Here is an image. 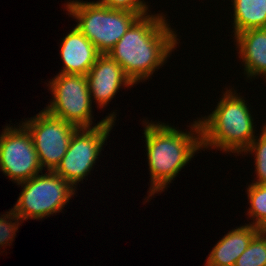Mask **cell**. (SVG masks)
<instances>
[{"label":"cell","instance_id":"18","mask_svg":"<svg viewBox=\"0 0 266 266\" xmlns=\"http://www.w3.org/2000/svg\"><path fill=\"white\" fill-rule=\"evenodd\" d=\"M10 210L9 212H5L7 214L0 216V248L10 246L9 243L13 242L16 231L19 228L18 226L21 225L20 222L22 220L15 214L12 208Z\"/></svg>","mask_w":266,"mask_h":266},{"label":"cell","instance_id":"3","mask_svg":"<svg viewBox=\"0 0 266 266\" xmlns=\"http://www.w3.org/2000/svg\"><path fill=\"white\" fill-rule=\"evenodd\" d=\"M236 93L227 89L212 113L198 119L203 149L217 148L240 155L256 137L252 112Z\"/></svg>","mask_w":266,"mask_h":266},{"label":"cell","instance_id":"9","mask_svg":"<svg viewBox=\"0 0 266 266\" xmlns=\"http://www.w3.org/2000/svg\"><path fill=\"white\" fill-rule=\"evenodd\" d=\"M18 127L8 125L0 134V169L17 184L43 170L28 129Z\"/></svg>","mask_w":266,"mask_h":266},{"label":"cell","instance_id":"8","mask_svg":"<svg viewBox=\"0 0 266 266\" xmlns=\"http://www.w3.org/2000/svg\"><path fill=\"white\" fill-rule=\"evenodd\" d=\"M29 131L42 169L55 171L68 149L70 139L78 128L45 109L22 123Z\"/></svg>","mask_w":266,"mask_h":266},{"label":"cell","instance_id":"12","mask_svg":"<svg viewBox=\"0 0 266 266\" xmlns=\"http://www.w3.org/2000/svg\"><path fill=\"white\" fill-rule=\"evenodd\" d=\"M234 37L247 79L262 75L266 79V28L246 30Z\"/></svg>","mask_w":266,"mask_h":266},{"label":"cell","instance_id":"14","mask_svg":"<svg viewBox=\"0 0 266 266\" xmlns=\"http://www.w3.org/2000/svg\"><path fill=\"white\" fill-rule=\"evenodd\" d=\"M234 36L240 32L266 28V0H232Z\"/></svg>","mask_w":266,"mask_h":266},{"label":"cell","instance_id":"19","mask_svg":"<svg viewBox=\"0 0 266 266\" xmlns=\"http://www.w3.org/2000/svg\"><path fill=\"white\" fill-rule=\"evenodd\" d=\"M103 6L111 9L127 10L134 13H148V5L144 0H99L96 1Z\"/></svg>","mask_w":266,"mask_h":266},{"label":"cell","instance_id":"17","mask_svg":"<svg viewBox=\"0 0 266 266\" xmlns=\"http://www.w3.org/2000/svg\"><path fill=\"white\" fill-rule=\"evenodd\" d=\"M260 137H255L251 144L243 151L246 154H255L256 181L253 184L266 185V125L262 127ZM257 138V139H256Z\"/></svg>","mask_w":266,"mask_h":266},{"label":"cell","instance_id":"2","mask_svg":"<svg viewBox=\"0 0 266 266\" xmlns=\"http://www.w3.org/2000/svg\"><path fill=\"white\" fill-rule=\"evenodd\" d=\"M144 125L151 179L148 201L155 193L164 191L194 154L203 149L198 118L190 125V132L180 131L164 122L155 124L152 120Z\"/></svg>","mask_w":266,"mask_h":266},{"label":"cell","instance_id":"5","mask_svg":"<svg viewBox=\"0 0 266 266\" xmlns=\"http://www.w3.org/2000/svg\"><path fill=\"white\" fill-rule=\"evenodd\" d=\"M17 185L24 187L12 209L22 221L59 213L76 194V189L54 171L35 175Z\"/></svg>","mask_w":266,"mask_h":266},{"label":"cell","instance_id":"1","mask_svg":"<svg viewBox=\"0 0 266 266\" xmlns=\"http://www.w3.org/2000/svg\"><path fill=\"white\" fill-rule=\"evenodd\" d=\"M162 14L140 16L108 52L135 85L148 80L177 48L178 35Z\"/></svg>","mask_w":266,"mask_h":266},{"label":"cell","instance_id":"11","mask_svg":"<svg viewBox=\"0 0 266 266\" xmlns=\"http://www.w3.org/2000/svg\"><path fill=\"white\" fill-rule=\"evenodd\" d=\"M62 74L87 75L101 54L75 26L61 41Z\"/></svg>","mask_w":266,"mask_h":266},{"label":"cell","instance_id":"4","mask_svg":"<svg viewBox=\"0 0 266 266\" xmlns=\"http://www.w3.org/2000/svg\"><path fill=\"white\" fill-rule=\"evenodd\" d=\"M65 5L78 21L76 27L101 54H107L140 16L148 14L111 9L94 1L70 0Z\"/></svg>","mask_w":266,"mask_h":266},{"label":"cell","instance_id":"15","mask_svg":"<svg viewBox=\"0 0 266 266\" xmlns=\"http://www.w3.org/2000/svg\"><path fill=\"white\" fill-rule=\"evenodd\" d=\"M247 194L250 203L247 215L253 220L250 224L263 230L266 228V185L251 183Z\"/></svg>","mask_w":266,"mask_h":266},{"label":"cell","instance_id":"7","mask_svg":"<svg viewBox=\"0 0 266 266\" xmlns=\"http://www.w3.org/2000/svg\"><path fill=\"white\" fill-rule=\"evenodd\" d=\"M53 95L45 110L76 127L92 126V101L85 75L59 73L49 81Z\"/></svg>","mask_w":266,"mask_h":266},{"label":"cell","instance_id":"16","mask_svg":"<svg viewBox=\"0 0 266 266\" xmlns=\"http://www.w3.org/2000/svg\"><path fill=\"white\" fill-rule=\"evenodd\" d=\"M234 266H266V232L260 230Z\"/></svg>","mask_w":266,"mask_h":266},{"label":"cell","instance_id":"13","mask_svg":"<svg viewBox=\"0 0 266 266\" xmlns=\"http://www.w3.org/2000/svg\"><path fill=\"white\" fill-rule=\"evenodd\" d=\"M260 230L251 224L232 229L212 248L205 266H234Z\"/></svg>","mask_w":266,"mask_h":266},{"label":"cell","instance_id":"6","mask_svg":"<svg viewBox=\"0 0 266 266\" xmlns=\"http://www.w3.org/2000/svg\"><path fill=\"white\" fill-rule=\"evenodd\" d=\"M114 113L92 127H80L73 133L67 152L54 172L75 189L77 184L89 175L99 158L109 132L113 129L116 120Z\"/></svg>","mask_w":266,"mask_h":266},{"label":"cell","instance_id":"10","mask_svg":"<svg viewBox=\"0 0 266 266\" xmlns=\"http://www.w3.org/2000/svg\"><path fill=\"white\" fill-rule=\"evenodd\" d=\"M91 100L97 107L104 108L123 87H133L134 83L125 74L120 64L108 53L100 54L86 75Z\"/></svg>","mask_w":266,"mask_h":266}]
</instances>
